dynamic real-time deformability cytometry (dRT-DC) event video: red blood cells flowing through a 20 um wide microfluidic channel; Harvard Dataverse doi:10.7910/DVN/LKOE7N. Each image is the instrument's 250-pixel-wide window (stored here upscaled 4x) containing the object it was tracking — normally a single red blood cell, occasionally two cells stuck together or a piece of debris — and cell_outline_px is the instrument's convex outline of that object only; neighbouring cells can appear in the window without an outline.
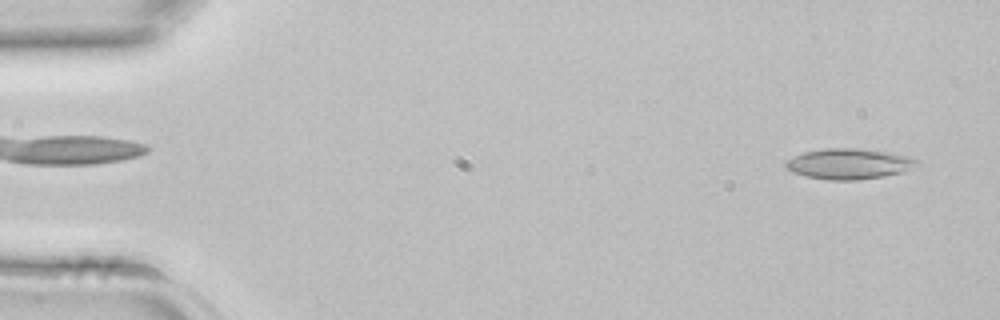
{"species": "common noctule bat (a hibernating species)", "species_latin": "Nyctalus noctula", "temperature_condition": "room temperature", "stored_images_in_passage": 13, "camera_frame_rate_fps": 3000, "um_per_image_px": 0.085, "animal": {"sex": "female", "body_mass_g": 22.7, "forearm_length_mm": 54.2}, "frame": {"image": 1, "passage_image": 2, "time_ms": 0.333, "image_size_px": [1000, 320], "cell_outline_px": [[924, 164], [904, 172], [884, 176], [856, 180], [828, 180], [804, 176], [792, 172], [784, 168], [784, 164], [792, 156], [804, 152], [824, 148], [856, 148], [888, 152], [908, 156], [920, 160]], "centroid_in_image_um": [72.2, 13.93], "position_along_channel_um": 12.8, "area_um2": 23.81}}
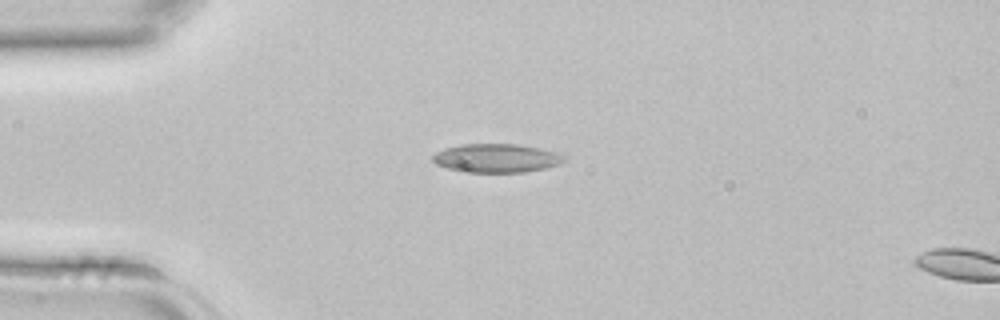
{"frame": {"image": 2, "passage_image": 10, "time_ms": 3.0, "image_size_px": [1000, 320], "cell_outline_px": [[564, 160], [560, 164], [544, 168], [524, 172], [460, 172], [436, 164], [432, 160], [432, 156], [436, 152], [444, 148], [464, 144], [520, 144], [556, 152], [564, 156]], "centroid_in_image_um": [42.16, 13.44], "position_along_channel_um": 42.8, "area_um2": 21.91}}